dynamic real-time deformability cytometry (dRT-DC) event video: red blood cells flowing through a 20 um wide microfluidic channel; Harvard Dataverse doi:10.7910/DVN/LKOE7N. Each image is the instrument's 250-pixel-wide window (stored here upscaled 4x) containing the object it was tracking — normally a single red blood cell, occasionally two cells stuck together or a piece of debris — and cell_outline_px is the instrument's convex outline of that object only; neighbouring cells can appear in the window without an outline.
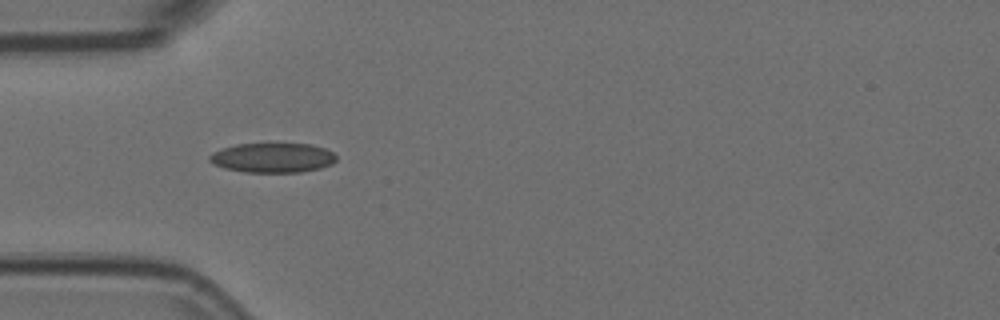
{"species": "Egyptian fruit bat (a non-hibernating species)", "species_latin": "Rousettus aegyptiacus", "temperature_condition": "room temperature", "stored_images_in_passage": 15, "camera_frame_rate_fps": 3000, "um_per_image_px": 0.085, "animal": {"sex": "female"}, "frame": {"image": 1, "passage_image": 5, "time_ms": 1.333, "image_size_px": [1000, 320], "cell_outline_px": [[336, 160], [332, 164], [320, 168], [300, 172], [244, 172], [224, 168], [212, 164], [208, 160], [208, 156], [212, 152], [236, 144], [312, 144], [324, 148], [332, 152], [336, 156]], "centroid_in_image_um": [23.15, 13.41], "position_along_channel_um": 61.8, "area_um2": 21.91}}
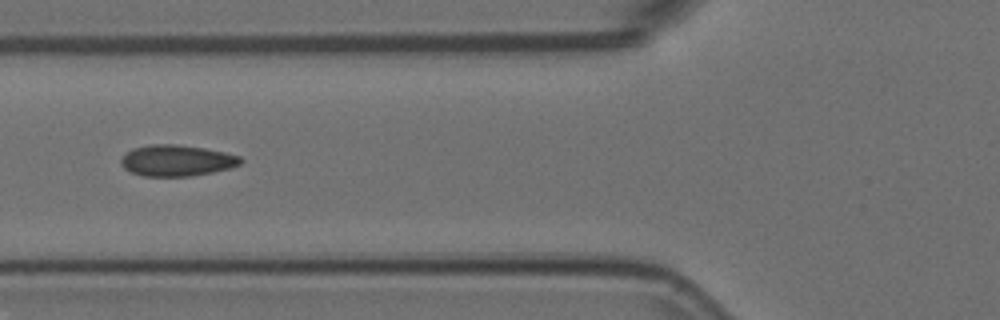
{"frame": {"image": 2, "passage_image": 9, "time_ms": 2.667, "image_size_px": [1000, 320], "cell_outline_px": [[244, 160], [240, 164], [232, 168], [192, 176], [144, 176], [132, 172], [124, 168], [120, 164], [120, 160], [132, 148], [148, 144], [176, 144], [204, 148], [224, 152], [240, 156]], "centroid_in_image_um": [15.04, 13.64], "position_along_channel_um": 110.8, "area_um2": 21.79}}
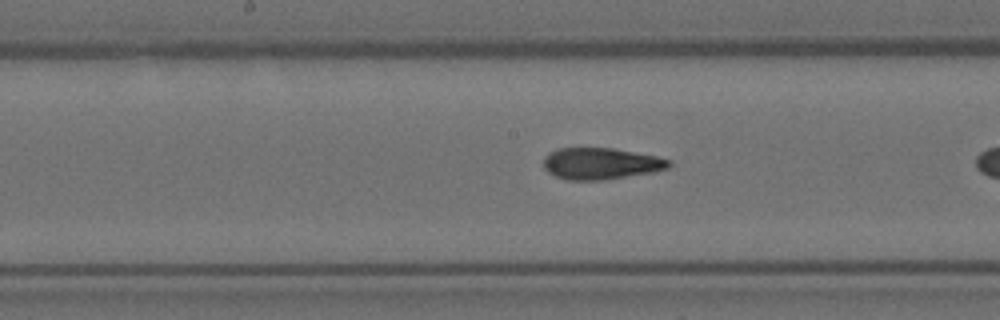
{"frame": {"image": 3, "passage_image": 13, "time_ms": 4.0, "image_size_px": [1000, 320], "cell_outline_px": [[672, 164], [668, 168], [652, 172], [604, 180], [568, 180], [556, 176], [548, 172], [544, 168], [544, 156], [548, 152], [556, 148], [612, 148], [656, 156], [672, 160]], "centroid_in_image_um": [51.06, 13.9], "position_along_channel_um": 197.1, "area_um2": 23.12}}